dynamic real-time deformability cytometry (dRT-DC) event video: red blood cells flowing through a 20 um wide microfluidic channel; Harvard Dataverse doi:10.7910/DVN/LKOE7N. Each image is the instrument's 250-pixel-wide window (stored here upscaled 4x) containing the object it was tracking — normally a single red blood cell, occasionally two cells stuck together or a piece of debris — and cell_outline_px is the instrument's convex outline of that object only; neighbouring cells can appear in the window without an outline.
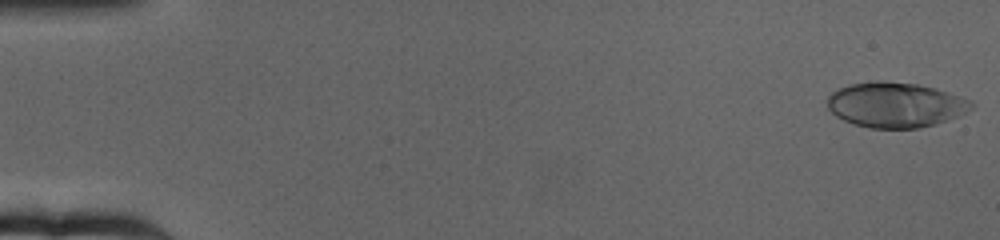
{"species": "human", "species_latin": "Homo sapiens", "temperature_condition": "cold", "stored_images_in_passage": 64, "camera_frame_rate_fps": 3000, "um_per_image_px": 0.085, "donor": {"sex": "female"}, "frame": {"image": 1, "passage_image": 1, "time_ms": 0.0, "image_size_px": [1000, 240], "cell_outline_px": [[976, 104], [972, 108], [956, 116], [932, 124], [916, 128], [868, 128], [844, 120], [836, 116], [828, 108], [828, 96], [832, 92], [840, 88], [852, 84], [876, 80], [880, 80], [916, 84], [932, 88], [960, 96], [972, 100]], "centroid_in_image_um": [76.09, 8.9], "position_along_channel_um": 8.9, "area_um2": 37.34}}
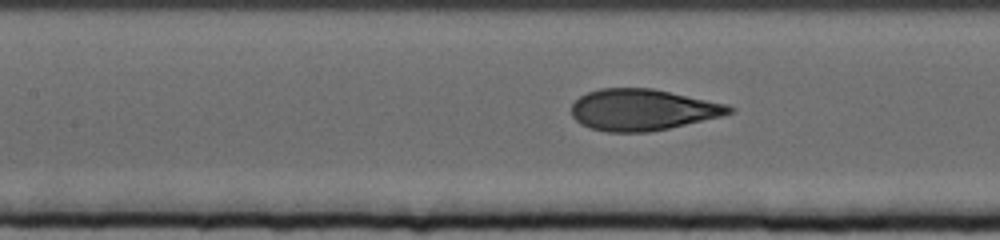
{"frame": {"image": 2, "passage_image": 29, "time_ms": 9.333, "image_size_px": [1000, 240], "cell_outline_px": [[736, 112], [720, 116], [668, 128], [648, 132], [608, 132], [592, 128], [580, 124], [572, 116], [572, 104], [580, 96], [588, 92], [600, 88], [652, 88], [728, 104], [736, 108]], "centroid_in_image_um": [54.63, 9.32], "position_along_channel_um": 152.8, "area_um2": 37.92}}
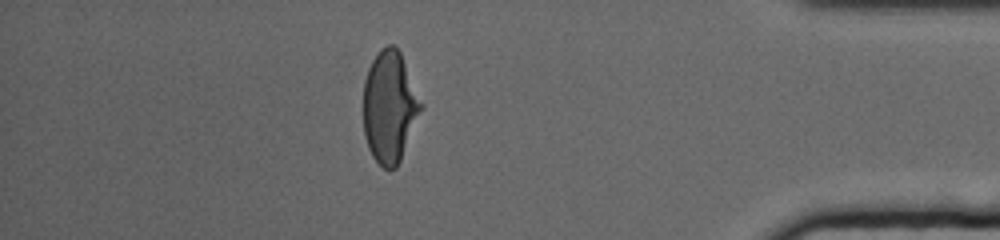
{"frame": {"image": 3, "passage_image": 56, "time_ms": 18.333, "image_size_px": [1000, 240], "cell_outline_px": [[424, 108], [400, 160], [396, 168], [384, 168], [372, 156], [368, 148], [364, 136], [364, 80], [368, 68], [372, 60], [380, 48], [388, 44], [392, 44], [400, 52], [424, 104]], "centroid_in_image_um": [33.14, 9.07], "position_along_channel_um": 402.1, "area_um2": 37.74}, "authors_computed_cell_mechanics": {"area_um2": 37.9168, "velocity_mm_per_s": 3.1731, "shape_relaxation_time_tau1_ms": 5.5697, "shape_relaxation_time_tau2_ms": null, "deformation_change_tau1": 0.2199, "deformation_change_tau2": null}}